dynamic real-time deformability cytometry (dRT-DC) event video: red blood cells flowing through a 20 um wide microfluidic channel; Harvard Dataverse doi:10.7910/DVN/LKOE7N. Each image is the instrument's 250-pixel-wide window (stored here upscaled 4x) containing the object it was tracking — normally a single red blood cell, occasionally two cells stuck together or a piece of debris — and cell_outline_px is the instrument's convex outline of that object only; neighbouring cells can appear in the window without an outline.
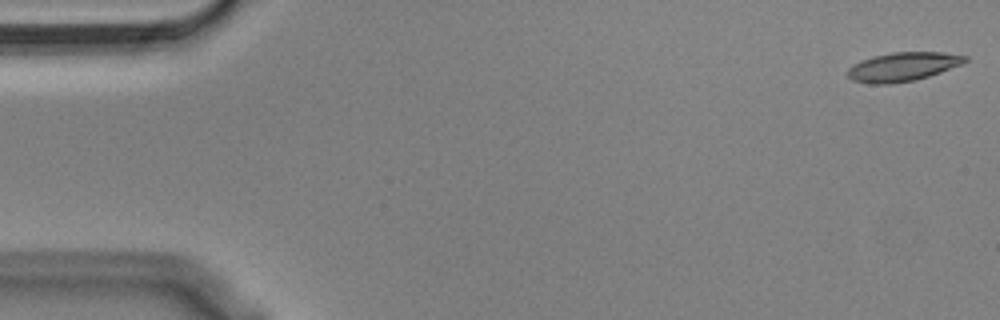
{"species": "Egyptian fruit bat (a non-hibernating species)", "species_latin": "Rousettus aegyptiacus", "temperature_condition": "cold", "stored_images_in_passage": 11, "camera_frame_rate_fps": 3000, "um_per_image_px": 0.085, "animal": {"sex": "male"}, "frame": {"image": 1, "passage_image": 1, "time_ms": 0.0, "image_size_px": [1000, 320], "cell_outline_px": [[968, 60], [964, 64], [916, 80], [892, 84], [868, 84], [852, 80], [848, 76], [848, 68], [860, 60], [872, 56], [892, 52], [944, 52], [968, 56]], "centroid_in_image_um": [76.75, 5.67], "position_along_channel_um": 8.2, "area_um2": 20.0}}